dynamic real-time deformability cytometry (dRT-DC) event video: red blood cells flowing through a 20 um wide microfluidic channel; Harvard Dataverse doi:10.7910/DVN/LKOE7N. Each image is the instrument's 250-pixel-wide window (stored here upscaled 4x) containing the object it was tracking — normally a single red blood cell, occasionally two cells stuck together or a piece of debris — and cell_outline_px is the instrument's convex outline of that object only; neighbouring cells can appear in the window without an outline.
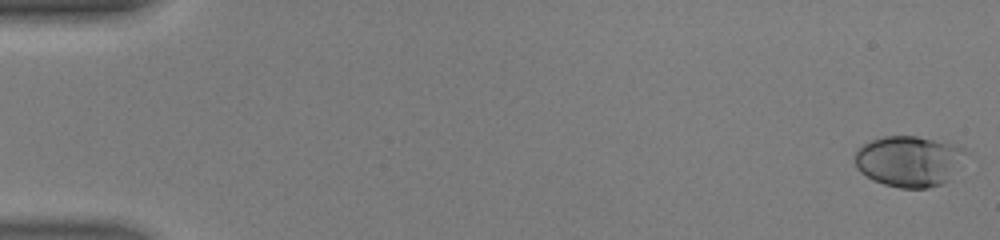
{"species": "human", "species_latin": "Homo sapiens", "temperature_condition": "warm", "stored_images_in_passage": 47, "camera_frame_rate_fps": 3000, "um_per_image_px": 0.085, "donor": {"sex": "male"}, "frame": {"image": 1, "passage_image": 1, "time_ms": 0.0, "image_size_px": [1000, 240], "cell_outline_px": [[972, 152], [944, 184], [928, 188], [900, 188], [884, 184], [860, 172], [856, 168], [856, 148], [872, 140], [884, 136], [916, 136], [952, 144], [964, 148]], "centroid_in_image_um": [77.32, 13.69], "position_along_channel_um": 7.7, "area_um2": 33.0}}
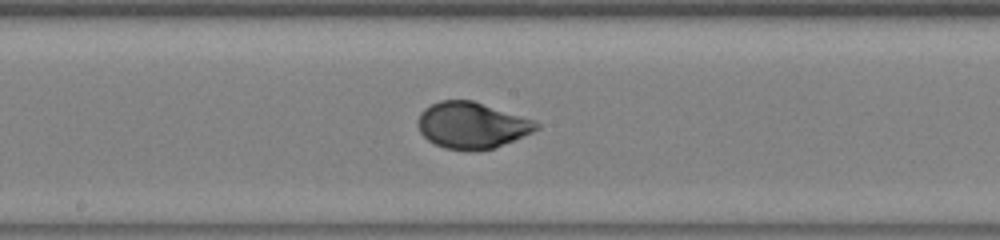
{"frame": {"image": 2, "passage_image": 26, "time_ms": 8.333, "image_size_px": [1000, 240], "cell_outline_px": [[540, 128], [532, 132], [492, 148], [468, 152], [444, 148], [428, 140], [420, 132], [416, 124], [416, 120], [420, 112], [424, 108], [440, 100], [472, 100], [532, 120], [540, 124]], "centroid_in_image_um": [40.03, 10.65], "position_along_channel_um": 208.2, "area_um2": 31.79}}
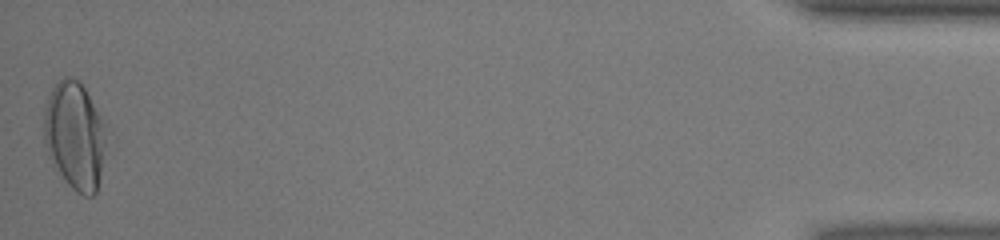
{"frame": {"image": 3, "passage_image": 47, "time_ms": 15.333, "image_size_px": [1000, 240], "cell_outline_px": [[112, 132], [96, 192], [92, 196], [84, 196], [76, 192], [68, 184], [48, 156], [44, 140], [44, 104], [52, 88], [64, 76], [68, 76], [80, 80]], "centroid_in_image_um": [6.44, 11.5], "position_along_channel_um": 428.8, "area_um2": 40.46}, "authors_computed_cell_mechanics": {"area_um2": 31.501, "velocity_mm_per_s": 4.4493, "shape_relaxation_time_tau1_ms": 4.0514, "shape_relaxation_time_tau2_ms": null, "deformation_change_tau1": 0.215, "deformation_change_tau2": null}}